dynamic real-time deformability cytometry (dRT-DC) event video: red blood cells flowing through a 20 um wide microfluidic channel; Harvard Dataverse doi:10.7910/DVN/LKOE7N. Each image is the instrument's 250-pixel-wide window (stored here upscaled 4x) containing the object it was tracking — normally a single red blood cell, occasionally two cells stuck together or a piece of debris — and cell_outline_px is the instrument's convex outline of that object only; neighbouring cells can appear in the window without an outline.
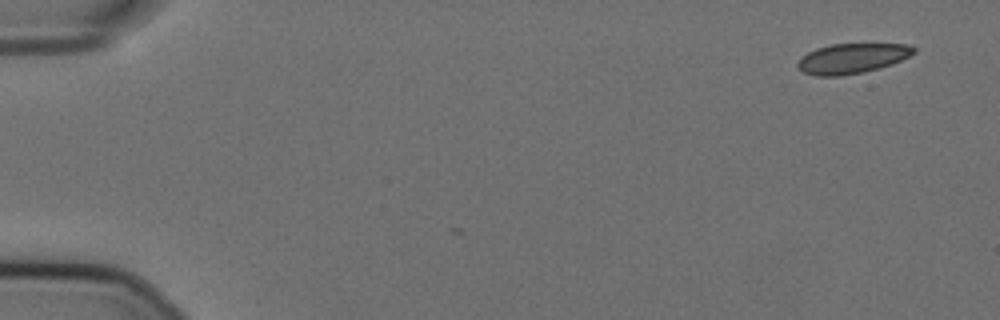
{"species": "Egyptian fruit bat (a non-hibernating species)", "species_latin": "Rousettus aegyptiacus", "temperature_condition": "cold", "stored_images_in_passage": 2, "camera_frame_rate_fps": 3000, "um_per_image_px": 0.085, "animal": {"sex": "female"}, "frame": {"image": 1, "passage_image": 2, "time_ms": 0.333, "image_size_px": [1000, 320], "cell_outline_px": [[916, 52], [892, 64], [880, 68], [864, 72], [840, 76], [816, 76], [804, 72], [796, 64], [808, 52], [816, 48], [832, 44], [908, 44], [916, 48]], "centroid_in_image_um": [72.45, 4.96], "position_along_channel_um": 12.6, "area_um2": 20.17}}